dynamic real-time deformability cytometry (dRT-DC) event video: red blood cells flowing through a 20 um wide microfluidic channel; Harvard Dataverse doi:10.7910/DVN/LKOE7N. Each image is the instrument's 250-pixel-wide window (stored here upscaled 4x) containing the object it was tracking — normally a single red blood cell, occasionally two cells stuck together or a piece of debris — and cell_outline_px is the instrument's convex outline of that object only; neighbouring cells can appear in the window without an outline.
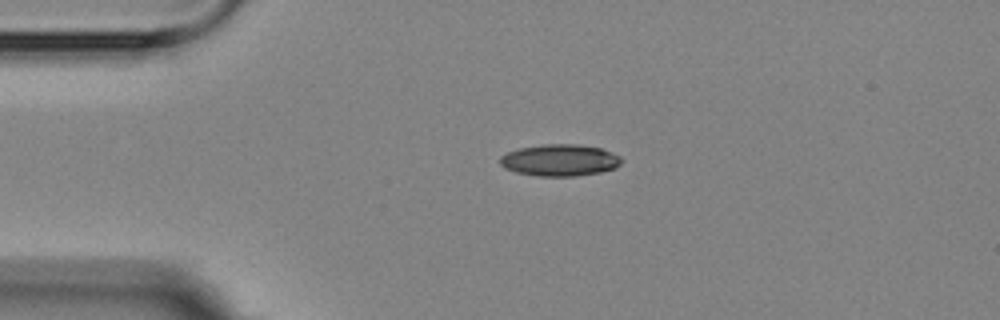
{"species": "Egyptian fruit bat (a non-hibernating species)", "species_latin": "Rousettus aegyptiacus", "temperature_condition": "room temperature", "stored_images_in_passage": 2, "camera_frame_rate_fps": 3000, "um_per_image_px": 0.085, "animal": {"sex": "female"}, "frame": {"image": 1, "passage_image": 2, "time_ms": 1.333, "image_size_px": [1000, 320], "cell_outline_px": [[620, 164], [616, 168], [600, 172], [576, 176], [540, 176], [516, 172], [504, 168], [500, 164], [500, 156], [508, 152], [520, 148], [540, 144], [580, 144], [600, 148], [612, 152], [620, 156]], "centroid_in_image_um": [47.58, 13.61], "position_along_channel_um": 37.4, "area_um2": 22.48}}